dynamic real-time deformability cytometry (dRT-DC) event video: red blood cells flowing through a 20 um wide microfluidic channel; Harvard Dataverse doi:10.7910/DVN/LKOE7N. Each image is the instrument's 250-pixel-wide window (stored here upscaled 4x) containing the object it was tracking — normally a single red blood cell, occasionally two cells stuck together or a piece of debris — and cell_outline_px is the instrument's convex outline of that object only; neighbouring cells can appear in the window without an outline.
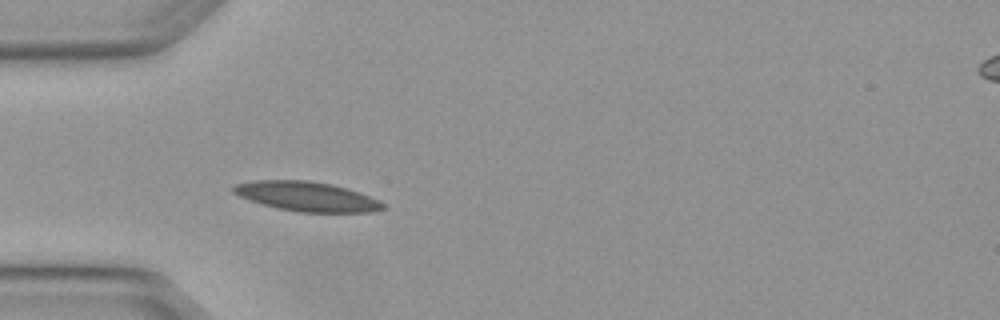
{"species": "Egyptian fruit bat (a non-hibernating species)", "species_latin": "Rousettus aegyptiacus", "temperature_condition": "warm", "stored_images_in_passage": 4, "camera_frame_rate_fps": 3000, "um_per_image_px": 0.085, "animal": {"sex": "female"}, "frame": {"image": 1, "passage_image": 4, "time_ms": 1.0, "image_size_px": [1000, 320], "cell_outline_px": [[388, 208], [372, 212], [300, 212], [276, 208], [248, 200], [232, 192], [232, 188], [236, 184], [256, 180], [308, 180], [332, 184], [380, 200]], "centroid_in_image_um": [26.07, 16.7], "position_along_channel_um": 58.9, "area_um2": 25.66}}